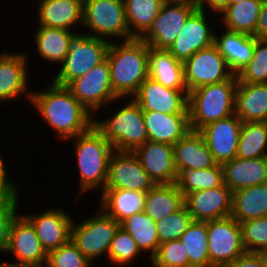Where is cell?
<instances>
[{"instance_id": "27", "label": "cell", "mask_w": 267, "mask_h": 267, "mask_svg": "<svg viewBox=\"0 0 267 267\" xmlns=\"http://www.w3.org/2000/svg\"><path fill=\"white\" fill-rule=\"evenodd\" d=\"M235 115L242 122H267V83H238Z\"/></svg>"}, {"instance_id": "9", "label": "cell", "mask_w": 267, "mask_h": 267, "mask_svg": "<svg viewBox=\"0 0 267 267\" xmlns=\"http://www.w3.org/2000/svg\"><path fill=\"white\" fill-rule=\"evenodd\" d=\"M67 88L93 116L102 113L104 107L110 108L108 105L118 99L111 85L107 58L82 77L73 80Z\"/></svg>"}, {"instance_id": "30", "label": "cell", "mask_w": 267, "mask_h": 267, "mask_svg": "<svg viewBox=\"0 0 267 267\" xmlns=\"http://www.w3.org/2000/svg\"><path fill=\"white\" fill-rule=\"evenodd\" d=\"M149 77L165 87L187 90L184 82L183 62L177 60L167 50L149 47Z\"/></svg>"}, {"instance_id": "12", "label": "cell", "mask_w": 267, "mask_h": 267, "mask_svg": "<svg viewBox=\"0 0 267 267\" xmlns=\"http://www.w3.org/2000/svg\"><path fill=\"white\" fill-rule=\"evenodd\" d=\"M183 72L188 92L228 80L234 75L215 44L197 51L185 60Z\"/></svg>"}, {"instance_id": "11", "label": "cell", "mask_w": 267, "mask_h": 267, "mask_svg": "<svg viewBox=\"0 0 267 267\" xmlns=\"http://www.w3.org/2000/svg\"><path fill=\"white\" fill-rule=\"evenodd\" d=\"M31 54L23 51L0 52V102L7 104L19 98L31 101L32 88L29 83ZM12 100V101H11ZM9 101V102H8Z\"/></svg>"}, {"instance_id": "28", "label": "cell", "mask_w": 267, "mask_h": 267, "mask_svg": "<svg viewBox=\"0 0 267 267\" xmlns=\"http://www.w3.org/2000/svg\"><path fill=\"white\" fill-rule=\"evenodd\" d=\"M36 28L32 35L36 56L38 55L41 61L43 59V63L46 61L47 64H55L54 66L57 64V70L69 52V41L76 32L45 26H36Z\"/></svg>"}, {"instance_id": "42", "label": "cell", "mask_w": 267, "mask_h": 267, "mask_svg": "<svg viewBox=\"0 0 267 267\" xmlns=\"http://www.w3.org/2000/svg\"><path fill=\"white\" fill-rule=\"evenodd\" d=\"M149 266L189 267V257L184 249V244L179 239L159 244L156 254L150 260Z\"/></svg>"}, {"instance_id": "40", "label": "cell", "mask_w": 267, "mask_h": 267, "mask_svg": "<svg viewBox=\"0 0 267 267\" xmlns=\"http://www.w3.org/2000/svg\"><path fill=\"white\" fill-rule=\"evenodd\" d=\"M237 77L238 83H267V39L255 38L252 59Z\"/></svg>"}, {"instance_id": "16", "label": "cell", "mask_w": 267, "mask_h": 267, "mask_svg": "<svg viewBox=\"0 0 267 267\" xmlns=\"http://www.w3.org/2000/svg\"><path fill=\"white\" fill-rule=\"evenodd\" d=\"M155 185L133 152L114 151L111 154L104 189L147 192Z\"/></svg>"}, {"instance_id": "29", "label": "cell", "mask_w": 267, "mask_h": 267, "mask_svg": "<svg viewBox=\"0 0 267 267\" xmlns=\"http://www.w3.org/2000/svg\"><path fill=\"white\" fill-rule=\"evenodd\" d=\"M99 193V208L118 223H121L133 214L142 212L144 209L146 192L124 189H104Z\"/></svg>"}, {"instance_id": "52", "label": "cell", "mask_w": 267, "mask_h": 267, "mask_svg": "<svg viewBox=\"0 0 267 267\" xmlns=\"http://www.w3.org/2000/svg\"><path fill=\"white\" fill-rule=\"evenodd\" d=\"M260 253H261V256H262L264 267H267V250L264 251V252H260Z\"/></svg>"}, {"instance_id": "6", "label": "cell", "mask_w": 267, "mask_h": 267, "mask_svg": "<svg viewBox=\"0 0 267 267\" xmlns=\"http://www.w3.org/2000/svg\"><path fill=\"white\" fill-rule=\"evenodd\" d=\"M83 32L109 42L127 41L130 34L123 0H83Z\"/></svg>"}, {"instance_id": "31", "label": "cell", "mask_w": 267, "mask_h": 267, "mask_svg": "<svg viewBox=\"0 0 267 267\" xmlns=\"http://www.w3.org/2000/svg\"><path fill=\"white\" fill-rule=\"evenodd\" d=\"M184 206V195L176 183L156 184L146 192L143 212L155 222Z\"/></svg>"}, {"instance_id": "13", "label": "cell", "mask_w": 267, "mask_h": 267, "mask_svg": "<svg viewBox=\"0 0 267 267\" xmlns=\"http://www.w3.org/2000/svg\"><path fill=\"white\" fill-rule=\"evenodd\" d=\"M197 9L195 2L164 3L149 29L140 37L150 48L167 50L188 17Z\"/></svg>"}, {"instance_id": "50", "label": "cell", "mask_w": 267, "mask_h": 267, "mask_svg": "<svg viewBox=\"0 0 267 267\" xmlns=\"http://www.w3.org/2000/svg\"><path fill=\"white\" fill-rule=\"evenodd\" d=\"M0 267H48L46 263L40 265H14V264H0Z\"/></svg>"}, {"instance_id": "34", "label": "cell", "mask_w": 267, "mask_h": 267, "mask_svg": "<svg viewBox=\"0 0 267 267\" xmlns=\"http://www.w3.org/2000/svg\"><path fill=\"white\" fill-rule=\"evenodd\" d=\"M125 231L135 240L138 249L149 261L156 254L160 241L157 233L156 222L143 211L133 214L120 223Z\"/></svg>"}, {"instance_id": "47", "label": "cell", "mask_w": 267, "mask_h": 267, "mask_svg": "<svg viewBox=\"0 0 267 267\" xmlns=\"http://www.w3.org/2000/svg\"><path fill=\"white\" fill-rule=\"evenodd\" d=\"M223 267H264L261 253L245 252L237 257L232 263Z\"/></svg>"}, {"instance_id": "7", "label": "cell", "mask_w": 267, "mask_h": 267, "mask_svg": "<svg viewBox=\"0 0 267 267\" xmlns=\"http://www.w3.org/2000/svg\"><path fill=\"white\" fill-rule=\"evenodd\" d=\"M109 45V41L89 36L82 30L76 32L69 41V52L51 81L67 87L73 80L102 63L106 59Z\"/></svg>"}, {"instance_id": "8", "label": "cell", "mask_w": 267, "mask_h": 267, "mask_svg": "<svg viewBox=\"0 0 267 267\" xmlns=\"http://www.w3.org/2000/svg\"><path fill=\"white\" fill-rule=\"evenodd\" d=\"M96 214L82 218L76 222L74 217L71 225V241L89 261L99 262L104 258L108 261V250L117 230L120 227L112 217L106 215L99 207Z\"/></svg>"}, {"instance_id": "4", "label": "cell", "mask_w": 267, "mask_h": 267, "mask_svg": "<svg viewBox=\"0 0 267 267\" xmlns=\"http://www.w3.org/2000/svg\"><path fill=\"white\" fill-rule=\"evenodd\" d=\"M122 100L123 98H118L110 105L114 106L115 103L120 108L115 107L116 110H113V114L112 108L108 109L111 113L106 115L108 117L102 119L101 116L95 115L93 125L103 134L115 151L132 152L148 141V133L141 107L132 98ZM119 101L123 102L122 106Z\"/></svg>"}, {"instance_id": "39", "label": "cell", "mask_w": 267, "mask_h": 267, "mask_svg": "<svg viewBox=\"0 0 267 267\" xmlns=\"http://www.w3.org/2000/svg\"><path fill=\"white\" fill-rule=\"evenodd\" d=\"M143 254L137 247L135 240L122 227H119L108 250V261L113 267H130L141 259ZM136 260V261H135ZM135 261V262H134Z\"/></svg>"}, {"instance_id": "2", "label": "cell", "mask_w": 267, "mask_h": 267, "mask_svg": "<svg viewBox=\"0 0 267 267\" xmlns=\"http://www.w3.org/2000/svg\"><path fill=\"white\" fill-rule=\"evenodd\" d=\"M149 46L140 38L110 42L107 61L110 81L118 98H132L149 77Z\"/></svg>"}, {"instance_id": "17", "label": "cell", "mask_w": 267, "mask_h": 267, "mask_svg": "<svg viewBox=\"0 0 267 267\" xmlns=\"http://www.w3.org/2000/svg\"><path fill=\"white\" fill-rule=\"evenodd\" d=\"M49 208V209H48ZM37 213L22 215L33 225L45 251L48 253L67 243L71 237V225L74 219L68 209L48 207ZM71 214V215H70Z\"/></svg>"}, {"instance_id": "24", "label": "cell", "mask_w": 267, "mask_h": 267, "mask_svg": "<svg viewBox=\"0 0 267 267\" xmlns=\"http://www.w3.org/2000/svg\"><path fill=\"white\" fill-rule=\"evenodd\" d=\"M173 156L178 174L189 169H208L217 165L199 131L190 130L174 144Z\"/></svg>"}, {"instance_id": "44", "label": "cell", "mask_w": 267, "mask_h": 267, "mask_svg": "<svg viewBox=\"0 0 267 267\" xmlns=\"http://www.w3.org/2000/svg\"><path fill=\"white\" fill-rule=\"evenodd\" d=\"M89 261L71 239L59 248L48 252V267H86Z\"/></svg>"}, {"instance_id": "26", "label": "cell", "mask_w": 267, "mask_h": 267, "mask_svg": "<svg viewBox=\"0 0 267 267\" xmlns=\"http://www.w3.org/2000/svg\"><path fill=\"white\" fill-rule=\"evenodd\" d=\"M143 120L148 133V141L176 144L189 131L188 114H164L143 111Z\"/></svg>"}, {"instance_id": "46", "label": "cell", "mask_w": 267, "mask_h": 267, "mask_svg": "<svg viewBox=\"0 0 267 267\" xmlns=\"http://www.w3.org/2000/svg\"><path fill=\"white\" fill-rule=\"evenodd\" d=\"M4 153L0 152V201L5 200H22V191L20 186L17 185L18 180L14 181L8 172L7 162L4 159ZM11 177V178H10ZM21 195V196H20Z\"/></svg>"}, {"instance_id": "10", "label": "cell", "mask_w": 267, "mask_h": 267, "mask_svg": "<svg viewBox=\"0 0 267 267\" xmlns=\"http://www.w3.org/2000/svg\"><path fill=\"white\" fill-rule=\"evenodd\" d=\"M208 253L212 267H223L245 253L240 224L232 217L207 221Z\"/></svg>"}, {"instance_id": "48", "label": "cell", "mask_w": 267, "mask_h": 267, "mask_svg": "<svg viewBox=\"0 0 267 267\" xmlns=\"http://www.w3.org/2000/svg\"><path fill=\"white\" fill-rule=\"evenodd\" d=\"M197 9L215 14L218 21V15L229 6V0H196Z\"/></svg>"}, {"instance_id": "35", "label": "cell", "mask_w": 267, "mask_h": 267, "mask_svg": "<svg viewBox=\"0 0 267 267\" xmlns=\"http://www.w3.org/2000/svg\"><path fill=\"white\" fill-rule=\"evenodd\" d=\"M130 34L140 38L152 25L164 2L162 0H123Z\"/></svg>"}, {"instance_id": "37", "label": "cell", "mask_w": 267, "mask_h": 267, "mask_svg": "<svg viewBox=\"0 0 267 267\" xmlns=\"http://www.w3.org/2000/svg\"><path fill=\"white\" fill-rule=\"evenodd\" d=\"M267 156V122H243L236 157L253 159Z\"/></svg>"}, {"instance_id": "32", "label": "cell", "mask_w": 267, "mask_h": 267, "mask_svg": "<svg viewBox=\"0 0 267 267\" xmlns=\"http://www.w3.org/2000/svg\"><path fill=\"white\" fill-rule=\"evenodd\" d=\"M262 3L263 0H242L231 4L218 15L217 25L229 31L253 36Z\"/></svg>"}, {"instance_id": "41", "label": "cell", "mask_w": 267, "mask_h": 267, "mask_svg": "<svg viewBox=\"0 0 267 267\" xmlns=\"http://www.w3.org/2000/svg\"><path fill=\"white\" fill-rule=\"evenodd\" d=\"M192 221V216L185 205L175 213L157 221L156 228L160 244L179 239Z\"/></svg>"}, {"instance_id": "54", "label": "cell", "mask_w": 267, "mask_h": 267, "mask_svg": "<svg viewBox=\"0 0 267 267\" xmlns=\"http://www.w3.org/2000/svg\"><path fill=\"white\" fill-rule=\"evenodd\" d=\"M240 1H242V0H229V5H231V4H237Z\"/></svg>"}, {"instance_id": "1", "label": "cell", "mask_w": 267, "mask_h": 267, "mask_svg": "<svg viewBox=\"0 0 267 267\" xmlns=\"http://www.w3.org/2000/svg\"><path fill=\"white\" fill-rule=\"evenodd\" d=\"M46 87L33 89L30 105L36 114L61 142L86 132L94 122V116L73 96L65 86L52 81ZM45 88V89H44Z\"/></svg>"}, {"instance_id": "23", "label": "cell", "mask_w": 267, "mask_h": 267, "mask_svg": "<svg viewBox=\"0 0 267 267\" xmlns=\"http://www.w3.org/2000/svg\"><path fill=\"white\" fill-rule=\"evenodd\" d=\"M214 44L224 57L230 71L237 75L250 62L254 53L255 37L246 33L215 29ZM218 32V33H217Z\"/></svg>"}, {"instance_id": "20", "label": "cell", "mask_w": 267, "mask_h": 267, "mask_svg": "<svg viewBox=\"0 0 267 267\" xmlns=\"http://www.w3.org/2000/svg\"><path fill=\"white\" fill-rule=\"evenodd\" d=\"M233 192L223 183L214 189L199 190L184 197L193 221H208L229 217Z\"/></svg>"}, {"instance_id": "36", "label": "cell", "mask_w": 267, "mask_h": 267, "mask_svg": "<svg viewBox=\"0 0 267 267\" xmlns=\"http://www.w3.org/2000/svg\"><path fill=\"white\" fill-rule=\"evenodd\" d=\"M207 238V221H192L179 238L188 254L189 267H212Z\"/></svg>"}, {"instance_id": "3", "label": "cell", "mask_w": 267, "mask_h": 267, "mask_svg": "<svg viewBox=\"0 0 267 267\" xmlns=\"http://www.w3.org/2000/svg\"><path fill=\"white\" fill-rule=\"evenodd\" d=\"M76 166L79 174L77 196L104 190L108 175V162L115 151L103 134L92 125L86 132L72 137ZM97 190V191H96ZM81 194V195H80Z\"/></svg>"}, {"instance_id": "14", "label": "cell", "mask_w": 267, "mask_h": 267, "mask_svg": "<svg viewBox=\"0 0 267 267\" xmlns=\"http://www.w3.org/2000/svg\"><path fill=\"white\" fill-rule=\"evenodd\" d=\"M47 252L43 248L33 225L19 213L12 221L9 241L5 255L14 261H0V264L40 265L47 261Z\"/></svg>"}, {"instance_id": "43", "label": "cell", "mask_w": 267, "mask_h": 267, "mask_svg": "<svg viewBox=\"0 0 267 267\" xmlns=\"http://www.w3.org/2000/svg\"><path fill=\"white\" fill-rule=\"evenodd\" d=\"M242 240L247 252L267 250V216L246 220L239 223Z\"/></svg>"}, {"instance_id": "21", "label": "cell", "mask_w": 267, "mask_h": 267, "mask_svg": "<svg viewBox=\"0 0 267 267\" xmlns=\"http://www.w3.org/2000/svg\"><path fill=\"white\" fill-rule=\"evenodd\" d=\"M132 152L155 184L176 183L178 172L172 145L147 141Z\"/></svg>"}, {"instance_id": "38", "label": "cell", "mask_w": 267, "mask_h": 267, "mask_svg": "<svg viewBox=\"0 0 267 267\" xmlns=\"http://www.w3.org/2000/svg\"><path fill=\"white\" fill-rule=\"evenodd\" d=\"M176 184L184 197L199 190L214 189L223 184L220 164L208 169H189L178 174Z\"/></svg>"}, {"instance_id": "22", "label": "cell", "mask_w": 267, "mask_h": 267, "mask_svg": "<svg viewBox=\"0 0 267 267\" xmlns=\"http://www.w3.org/2000/svg\"><path fill=\"white\" fill-rule=\"evenodd\" d=\"M36 26L79 32L83 23V0H37ZM38 21V22H37ZM79 26V30L78 27ZM75 29V30H74Z\"/></svg>"}, {"instance_id": "45", "label": "cell", "mask_w": 267, "mask_h": 267, "mask_svg": "<svg viewBox=\"0 0 267 267\" xmlns=\"http://www.w3.org/2000/svg\"><path fill=\"white\" fill-rule=\"evenodd\" d=\"M20 200L0 201V254H5L12 221L19 214ZM1 256V255H0Z\"/></svg>"}, {"instance_id": "53", "label": "cell", "mask_w": 267, "mask_h": 267, "mask_svg": "<svg viewBox=\"0 0 267 267\" xmlns=\"http://www.w3.org/2000/svg\"><path fill=\"white\" fill-rule=\"evenodd\" d=\"M94 263H96V262L92 261V262H90L86 267H101V266H99V265L97 266L98 263H96V266H94ZM102 267H103V266H102ZM104 267H106V266H104ZM107 267H113V266H112V265H111V266L109 265V266H107Z\"/></svg>"}, {"instance_id": "51", "label": "cell", "mask_w": 267, "mask_h": 267, "mask_svg": "<svg viewBox=\"0 0 267 267\" xmlns=\"http://www.w3.org/2000/svg\"><path fill=\"white\" fill-rule=\"evenodd\" d=\"M164 3H189L196 2V0H162Z\"/></svg>"}, {"instance_id": "49", "label": "cell", "mask_w": 267, "mask_h": 267, "mask_svg": "<svg viewBox=\"0 0 267 267\" xmlns=\"http://www.w3.org/2000/svg\"><path fill=\"white\" fill-rule=\"evenodd\" d=\"M257 39H267V1L263 0L258 16L257 27L253 35Z\"/></svg>"}, {"instance_id": "25", "label": "cell", "mask_w": 267, "mask_h": 267, "mask_svg": "<svg viewBox=\"0 0 267 267\" xmlns=\"http://www.w3.org/2000/svg\"><path fill=\"white\" fill-rule=\"evenodd\" d=\"M221 166L223 183L232 192L267 183V156L253 159L235 157Z\"/></svg>"}, {"instance_id": "15", "label": "cell", "mask_w": 267, "mask_h": 267, "mask_svg": "<svg viewBox=\"0 0 267 267\" xmlns=\"http://www.w3.org/2000/svg\"><path fill=\"white\" fill-rule=\"evenodd\" d=\"M211 17L210 13L196 9L167 51L177 60L184 62L197 51L214 44L216 27H212L214 23Z\"/></svg>"}, {"instance_id": "19", "label": "cell", "mask_w": 267, "mask_h": 267, "mask_svg": "<svg viewBox=\"0 0 267 267\" xmlns=\"http://www.w3.org/2000/svg\"><path fill=\"white\" fill-rule=\"evenodd\" d=\"M242 124L233 114L211 122L199 130L217 164L222 165L236 157Z\"/></svg>"}, {"instance_id": "5", "label": "cell", "mask_w": 267, "mask_h": 267, "mask_svg": "<svg viewBox=\"0 0 267 267\" xmlns=\"http://www.w3.org/2000/svg\"><path fill=\"white\" fill-rule=\"evenodd\" d=\"M237 75L230 79L198 87L188 92L190 130L199 131L207 124L235 114Z\"/></svg>"}, {"instance_id": "18", "label": "cell", "mask_w": 267, "mask_h": 267, "mask_svg": "<svg viewBox=\"0 0 267 267\" xmlns=\"http://www.w3.org/2000/svg\"><path fill=\"white\" fill-rule=\"evenodd\" d=\"M132 99L142 111L164 114H188V91L175 90L148 77Z\"/></svg>"}, {"instance_id": "33", "label": "cell", "mask_w": 267, "mask_h": 267, "mask_svg": "<svg viewBox=\"0 0 267 267\" xmlns=\"http://www.w3.org/2000/svg\"><path fill=\"white\" fill-rule=\"evenodd\" d=\"M230 216L238 223L267 216V183L234 191Z\"/></svg>"}]
</instances>
